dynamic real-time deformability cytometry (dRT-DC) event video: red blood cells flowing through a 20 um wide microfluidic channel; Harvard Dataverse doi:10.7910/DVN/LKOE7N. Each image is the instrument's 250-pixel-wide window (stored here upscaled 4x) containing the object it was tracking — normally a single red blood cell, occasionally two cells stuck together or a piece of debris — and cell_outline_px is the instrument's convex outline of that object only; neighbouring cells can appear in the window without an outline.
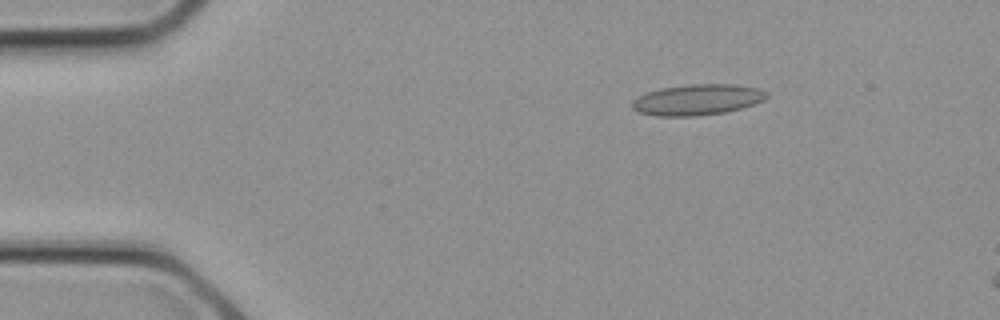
{"species": "common noctule bat (a hibernating species)", "species_latin": "Nyctalus noctula", "temperature_condition": "cold", "stored_images_in_passage": 9, "camera_frame_rate_fps": 3000, "um_per_image_px": 0.085, "animal": {"sex": "female", "body_mass_g": 21.9}, "frame": {"image": 1, "passage_image": 4, "time_ms": 1.0, "image_size_px": [1000, 320], "cell_outline_px": [[768, 96], [764, 100], [740, 108], [724, 112], [696, 116], [656, 116], [636, 112], [632, 108], [632, 100], [648, 92], [660, 88], [688, 84], [736, 84], [760, 88], [768, 92]], "centroid_in_image_um": [59.27, 8.47], "position_along_channel_um": 25.7, "area_um2": 24.28}}
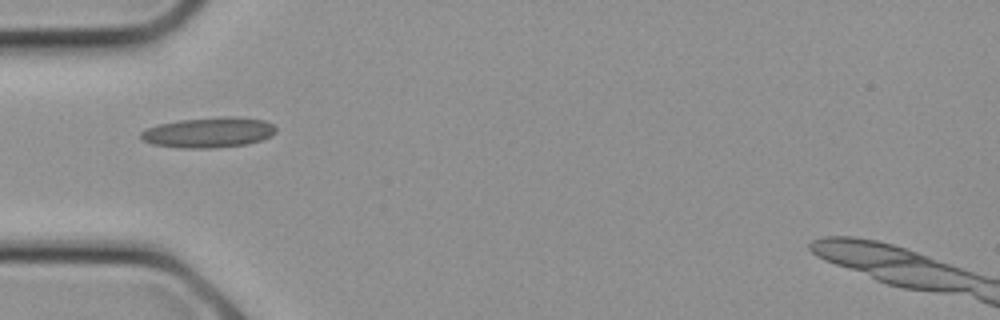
{"frame": {"image": 2, "passage_image": 8, "time_ms": 2.333, "image_size_px": [1000, 320], "cell_outline_px": [[276, 132], [272, 136], [248, 144], [216, 148], [180, 148], [152, 144], [144, 140], [140, 136], [140, 132], [156, 124], [180, 120], [228, 116], [232, 116], [264, 120], [272, 124], [276, 128]], "centroid_in_image_um": [17.75, 11.26], "position_along_channel_um": 67.3, "area_um2": 23.93}}